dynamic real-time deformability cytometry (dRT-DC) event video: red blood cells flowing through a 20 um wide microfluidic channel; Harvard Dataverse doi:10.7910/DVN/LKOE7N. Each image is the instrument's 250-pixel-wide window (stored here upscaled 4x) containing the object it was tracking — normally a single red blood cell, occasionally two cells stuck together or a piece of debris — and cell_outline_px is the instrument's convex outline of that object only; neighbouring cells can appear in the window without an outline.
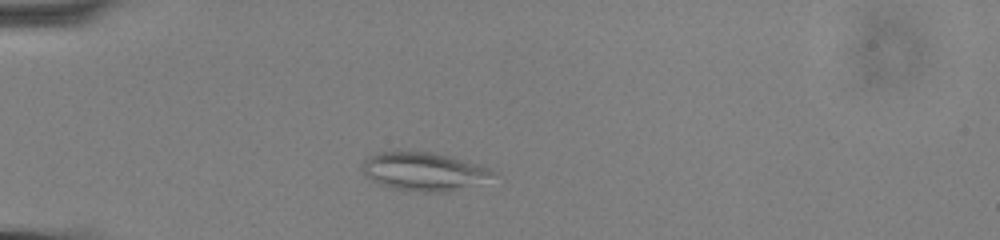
{"species": "common noctule bat (a hibernating species)", "species_latin": "Nyctalus noctula", "temperature_condition": "cold", "stored_images_in_passage": 50, "camera_frame_rate_fps": 3000, "um_per_image_px": 0.085, "animal": {"sex": "male", "body_mass_g": 13.0, "forearm_length_mm": 53.1}, "frame": {"image": 1, "passage_image": 9, "time_ms": 2.667, "image_size_px": [1000, 240], "cell_outline_px": [[496, 176], [448, 192], [420, 192], [392, 188], [380, 184], [372, 180], [360, 168], [364, 160], [368, 156], [376, 152], [396, 148], [428, 152], [448, 156], [492, 168], [496, 172]], "centroid_in_image_um": [35.95, 14.53], "position_along_channel_um": 49.0, "area_um2": 29.59}}
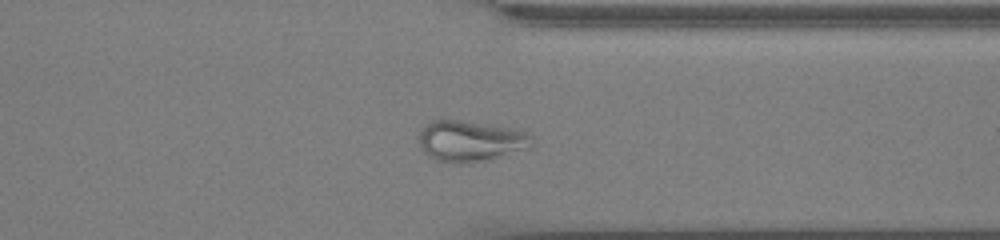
{"frame": {"image": 2, "passage_image": 38, "time_ms": 12.333, "image_size_px": [1000, 240], "cell_outline_px": [[536, 144], [532, 148], [488, 160], [468, 164], [456, 164], [436, 160], [428, 156], [420, 148], [416, 136], [424, 124], [432, 120], [444, 116], [496, 124], [512, 128], [524, 132], [532, 136], [536, 140]], "centroid_in_image_um": [39.97, 11.95], "position_along_channel_um": 371.4, "area_um2": 28.78}}
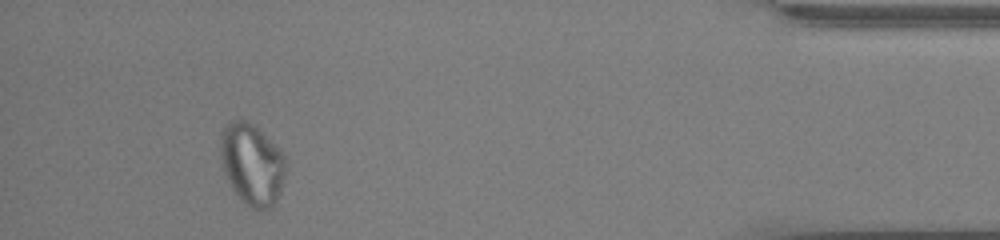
{"frame": {"image": 3, "passage_image": 46, "time_ms": 15.0, "image_size_px": [1000, 240], "cell_outline_px": [[288, 168], [276, 204], [272, 208], [260, 212], [244, 204], [232, 188], [224, 172], [220, 156], [220, 140], [224, 128], [232, 120], [244, 120], [252, 124], [280, 148], [284, 156]], "centroid_in_image_um": [21.46, 14.02], "position_along_channel_um": 413.7, "area_um2": 31.39}, "authors_computed_cell_mechanics": {"area_um2": 27.9174, "velocity_mm_per_s": 3.5992, "shape_relaxation_time_tau1_ms": null, "shape_relaxation_time_tau2_ms": 6.2188, "deformation_change_tau1": null, "deformation_change_tau2": 0.1181}}